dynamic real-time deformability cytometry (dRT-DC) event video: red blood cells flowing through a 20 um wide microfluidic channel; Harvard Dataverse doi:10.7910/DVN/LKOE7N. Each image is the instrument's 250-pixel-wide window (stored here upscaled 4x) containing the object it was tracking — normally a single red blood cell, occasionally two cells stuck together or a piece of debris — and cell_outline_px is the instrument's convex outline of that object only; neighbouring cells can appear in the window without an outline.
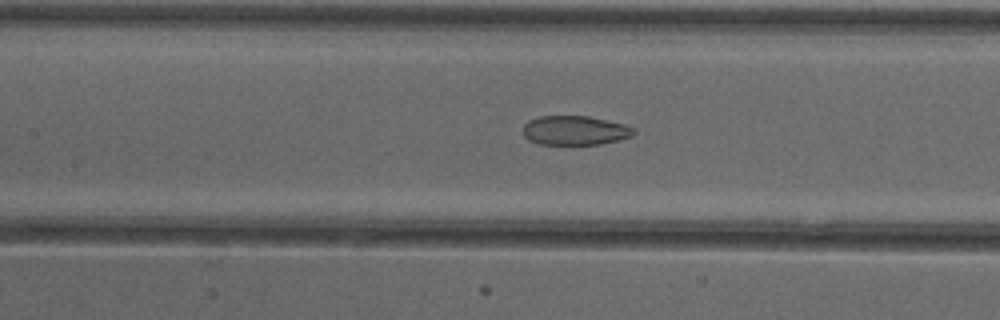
{"species": "common noctule bat (a hibernating species)", "species_latin": "Nyctalus noctula", "temperature_condition": "cold", "stored_images_in_passage": 14, "camera_frame_rate_fps": 3000, "um_per_image_px": 0.085, "animal": {"sex": "female"}, "frame": {"image": 1, "passage_image": 12, "time_ms": 3.667, "image_size_px": [1000, 320], "cell_outline_px": [[636, 132], [632, 136], [600, 144], [540, 144], [528, 140], [524, 136], [524, 124], [528, 120], [540, 116], [588, 116], [624, 124], [636, 128]], "centroid_in_image_um": [48.87, 11.08], "position_along_channel_um": 158.5, "area_um2": 18.84}}